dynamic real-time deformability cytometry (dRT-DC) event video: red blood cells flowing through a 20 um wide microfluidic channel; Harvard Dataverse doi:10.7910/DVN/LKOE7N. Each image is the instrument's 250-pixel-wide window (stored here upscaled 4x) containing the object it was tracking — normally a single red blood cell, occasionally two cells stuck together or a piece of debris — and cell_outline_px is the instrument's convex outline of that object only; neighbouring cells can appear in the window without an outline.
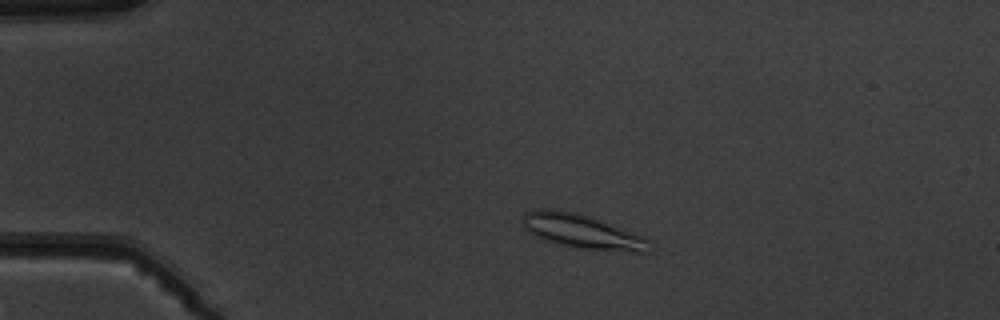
{"species": "common noctule bat (a hibernating species)", "species_latin": "Nyctalus noctula", "temperature_condition": "warm", "stored_images_in_passage": 6, "camera_frame_rate_fps": 3000, "um_per_image_px": 0.085, "animal": {"sex": "male", "body_mass_g": 19.5, "forearm_length_mm": 54.6}, "frame": {"image": 1, "passage_image": 2, "time_ms": 1.333, "image_size_px": [1000, 320], "cell_outline_px": [[648, 252], [636, 252], [576, 248], [560, 244], [548, 240], [528, 232], [524, 228], [520, 220], [524, 212], [536, 208], [552, 208], [576, 212], [600, 220], [644, 236], [648, 240]], "centroid_in_image_um": [49.4, 19.64], "position_along_channel_um": 35.6, "area_um2": 25.14}}
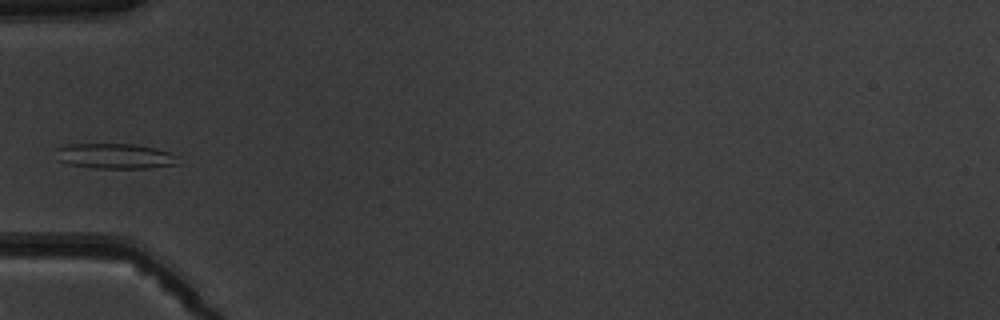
{"frame": {"image": 2, "passage_image": 4, "time_ms": 3.667, "image_size_px": [1000, 320], "cell_outline_px": [[180, 164], [148, 168], [96, 168], [68, 164], [56, 160], [56, 148], [68, 144], [132, 144], [156, 148], [168, 152]], "centroid_in_image_um": [9.69, 13.27], "position_along_channel_um": 75.3, "area_um2": 17.86}}
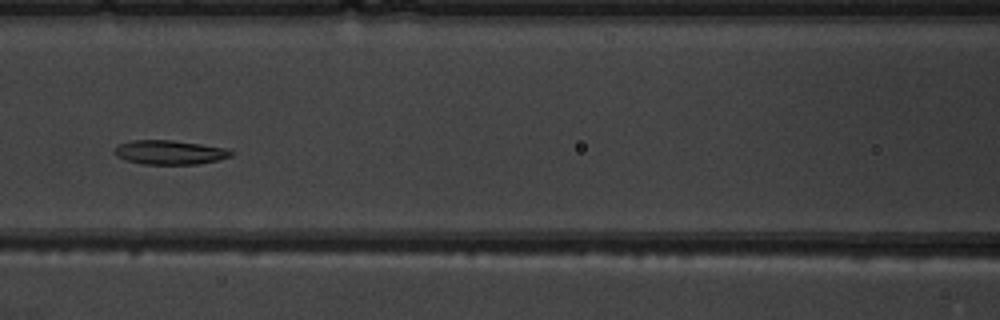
{"frame": {"image": 3, "passage_image": 6, "time_ms": 5.667, "image_size_px": [1000, 320], "cell_outline_px": [[236, 152], [232, 156], [216, 160], [196, 164], [144, 164], [128, 160], [116, 156], [112, 152], [120, 144], [132, 140], [172, 140], [228, 148]], "centroid_in_image_um": [14.46, 12.94], "position_along_channel_um": 152.1, "area_um2": 16.36}}